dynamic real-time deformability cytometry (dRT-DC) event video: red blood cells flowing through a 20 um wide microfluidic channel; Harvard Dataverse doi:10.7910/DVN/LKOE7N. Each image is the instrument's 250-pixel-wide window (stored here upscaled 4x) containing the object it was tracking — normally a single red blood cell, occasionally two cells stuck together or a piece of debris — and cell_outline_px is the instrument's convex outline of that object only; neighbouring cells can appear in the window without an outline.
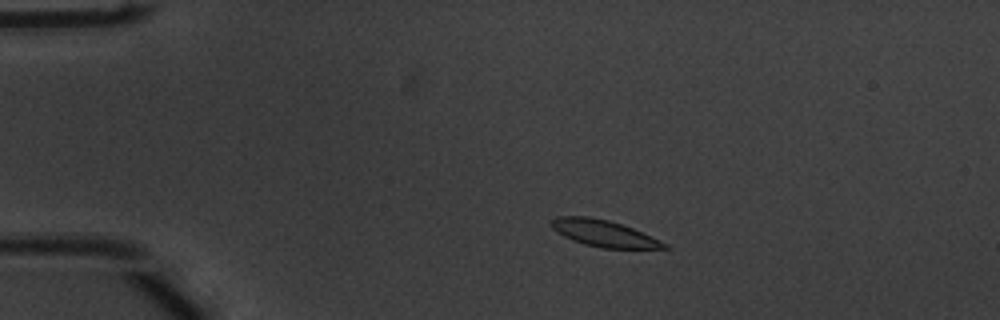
{"species": "common noctule bat (a hibernating species)", "species_latin": "Nyctalus noctula", "temperature_condition": "warm", "stored_images_in_passage": 47, "camera_frame_rate_fps": 3000, "um_per_image_px": 0.085, "animal": {"sex": "male", "body_mass_g": 20.1, "forearm_length_mm": 53.5}, "frame": {"image": 1, "passage_image": 5, "time_ms": 1.333, "image_size_px": [1000, 320], "cell_outline_px": [[672, 248], [604, 248], [584, 244], [572, 240], [556, 232], [548, 224], [548, 220], [556, 216], [588, 216], [608, 220], [632, 228], [668, 244]], "centroid_in_image_um": [51.24, 19.82], "position_along_channel_um": 33.8, "area_um2": 17.46}}
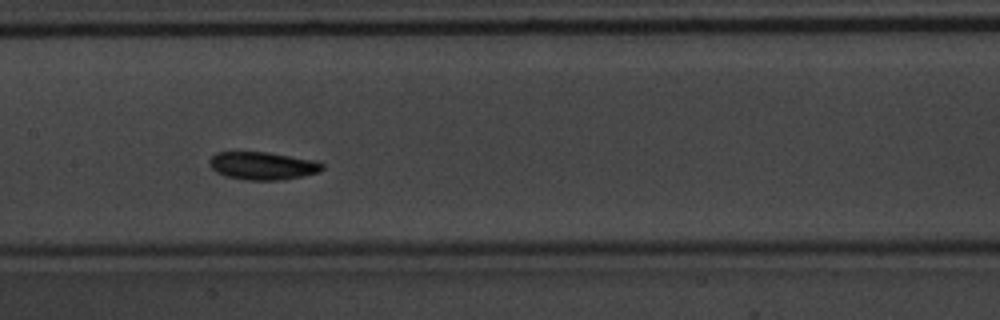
{"frame": {"image": 2, "passage_image": 21, "time_ms": 6.667, "image_size_px": [1000, 320], "cell_outline_px": [[324, 168], [316, 172], [304, 176], [280, 180], [244, 180], [224, 176], [216, 172], [208, 164], [208, 160], [216, 152], [268, 152], [316, 160], [324, 164]], "centroid_in_image_um": [22.3, 14.09], "position_along_channel_um": 185.1, "area_um2": 18.5}}
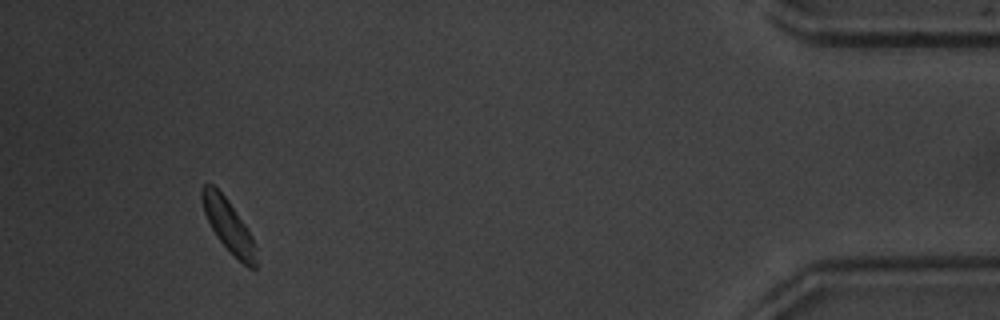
{"frame": {"image": 3, "passage_image": 44, "time_ms": 14.333, "image_size_px": [1000, 320], "cell_outline_px": [[256, 268], [248, 268], [216, 236], [204, 212], [200, 196], [200, 192], [204, 184], [208, 180], [228, 200], [252, 236], [256, 264]], "centroid_in_image_um": [19.36, 19.1], "position_along_channel_um": 415.8, "area_um2": 15.9}, "authors_computed_cell_mechanics": {"area_um2": 17.5712, "velocity_mm_per_s": 3.8213, "shape_relaxation_time_tau1_ms": 1.2724, "shape_relaxation_time_tau2_ms": null, "deformation_change_tau1": 0.085, "deformation_change_tau2": null}}